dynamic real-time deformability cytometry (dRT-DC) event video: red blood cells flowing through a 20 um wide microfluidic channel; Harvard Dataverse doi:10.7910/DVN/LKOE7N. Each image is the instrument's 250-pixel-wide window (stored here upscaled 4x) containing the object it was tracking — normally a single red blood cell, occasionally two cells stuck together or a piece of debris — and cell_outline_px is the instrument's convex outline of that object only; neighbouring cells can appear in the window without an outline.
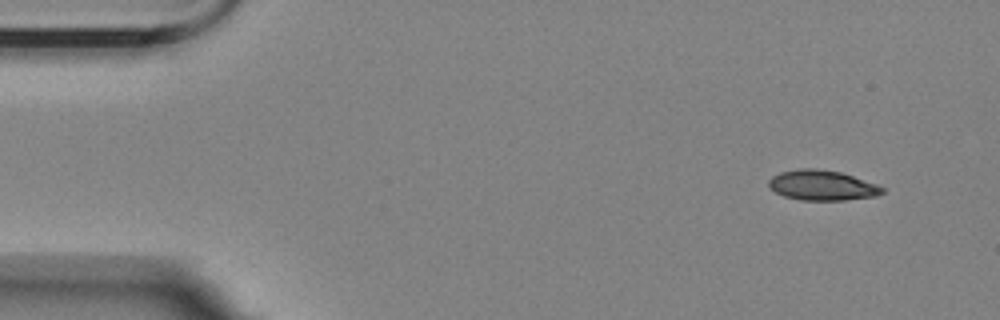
{"species": "Egyptian fruit bat (a non-hibernating species)", "species_latin": "Rousettus aegyptiacus", "temperature_condition": "room temperature", "stored_images_in_passage": 53, "camera_frame_rate_fps": 3000, "um_per_image_px": 0.085, "animal": {"sex": "female"}, "frame": {"image": 1, "passage_image": 1, "time_ms": 0.0, "image_size_px": [1000, 320], "cell_outline_px": [[884, 192], [876, 196], [844, 200], [800, 200], [784, 196], [776, 192], [768, 184], [768, 180], [772, 176], [780, 172], [800, 168], [816, 168], [840, 172], [876, 184], [884, 188]], "centroid_in_image_um": [69.86, 15.75], "position_along_channel_um": 15.1, "area_um2": 19.83}}
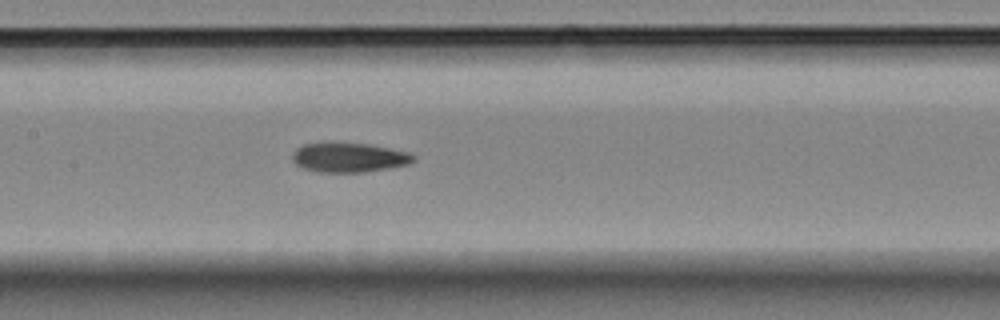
{"frame": {"image": 2, "passage_image": 23, "time_ms": 7.333, "image_size_px": [1000, 320], "cell_outline_px": [[416, 160], [412, 164], [364, 172], [316, 172], [304, 168], [296, 164], [292, 160], [292, 152], [296, 148], [304, 144], [368, 144], [408, 152], [416, 156]], "centroid_in_image_um": [29.7, 13.41], "position_along_channel_um": 177.7, "area_um2": 20.58}}
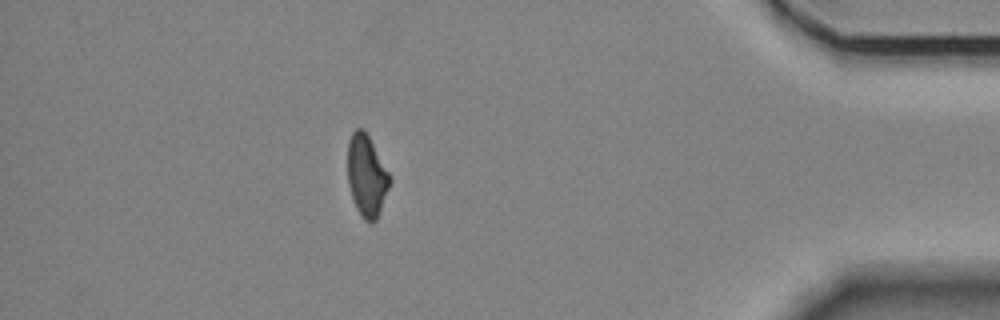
{"frame": {"image": 3, "passage_image": 46, "time_ms": 15.0, "image_size_px": [1000, 320], "cell_outline_px": [[392, 180], [380, 212], [376, 220], [372, 224], [364, 220], [360, 216], [356, 208], [348, 184], [348, 140], [352, 132], [356, 128], [364, 128], [392, 176]], "centroid_in_image_um": [31.19, 14.94], "position_along_channel_um": 404.0, "area_um2": 20.4}, "authors_computed_cell_mechanics": {"area_um2": 20.6924, "velocity_mm_per_s": 3.5458, "shape_relaxation_time_tau1_ms": 9.6082, "shape_relaxation_time_tau2_ms": 4.6588, "deformation_change_tau1": 0.1761, "deformation_change_tau2": 0.1106}}